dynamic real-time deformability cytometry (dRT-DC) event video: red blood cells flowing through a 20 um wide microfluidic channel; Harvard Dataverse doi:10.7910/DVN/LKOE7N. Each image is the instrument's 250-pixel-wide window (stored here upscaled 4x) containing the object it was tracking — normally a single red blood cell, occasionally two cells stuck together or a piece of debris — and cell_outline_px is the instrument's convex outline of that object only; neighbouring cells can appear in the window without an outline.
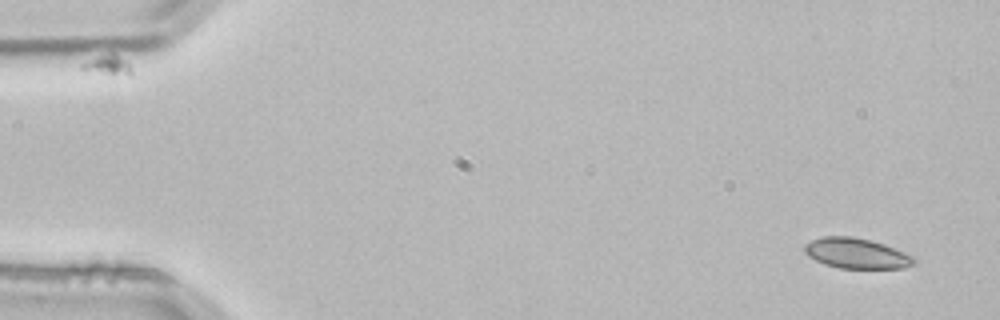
{"species": "common noctule bat (a hibernating species)", "species_latin": "Nyctalus noctula", "temperature_condition": "room temperature", "stored_images_in_passage": 3, "camera_frame_rate_fps": 3000, "um_per_image_px": 0.085, "animal": {"sex": "male", "body_mass_g": 21.5, "forearm_length_mm": 52.0}, "frame": {"image": 1, "passage_image": 1, "time_ms": 0.0, "image_size_px": [1000, 320], "cell_outline_px": [[916, 260], [912, 264], [904, 268], [840, 268], [824, 264], [808, 256], [804, 252], [804, 244], [820, 236], [852, 236], [872, 240], [884, 244], [916, 256]], "centroid_in_image_um": [72.8, 21.52], "position_along_channel_um": 12.2, "area_um2": 19.54}}
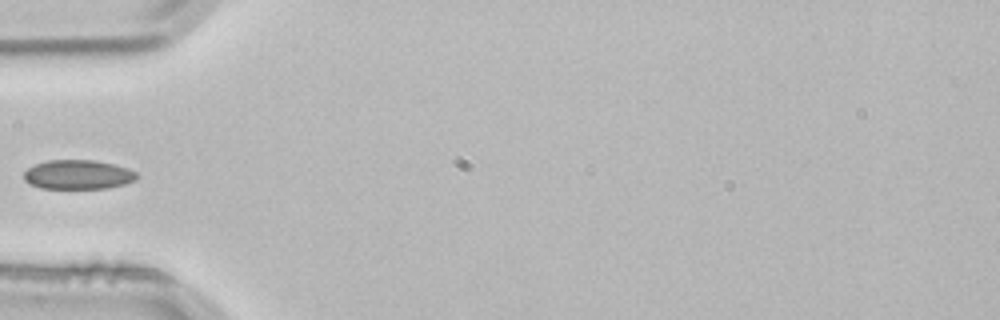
{"frame": {"image": 2, "passage_image": 3, "time_ms": 0.667, "image_size_px": [1000, 320], "cell_outline_px": [[136, 180], [124, 184], [108, 188], [40, 188], [28, 184], [24, 180], [24, 172], [28, 168], [36, 164], [48, 160], [92, 160], [112, 164], [128, 168], [136, 172]], "centroid_in_image_um": [6.6, 14.84], "position_along_channel_um": 78.4, "area_um2": 19.19}}